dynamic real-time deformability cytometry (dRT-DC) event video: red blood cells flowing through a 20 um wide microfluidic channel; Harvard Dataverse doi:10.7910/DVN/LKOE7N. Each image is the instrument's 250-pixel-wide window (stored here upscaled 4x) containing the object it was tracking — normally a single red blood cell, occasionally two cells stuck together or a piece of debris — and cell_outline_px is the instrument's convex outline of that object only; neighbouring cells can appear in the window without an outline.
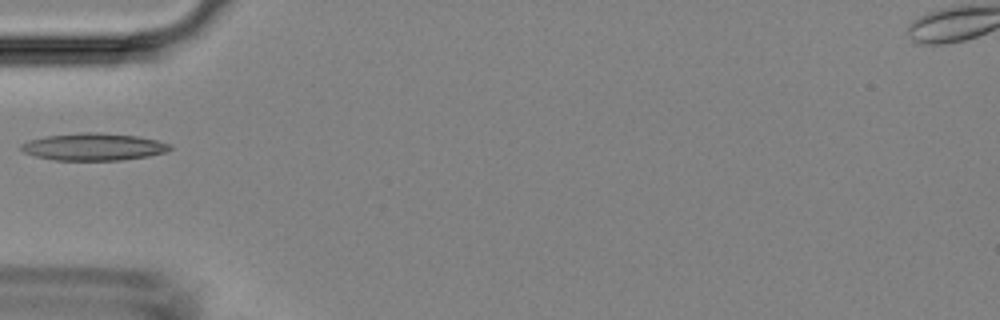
{"species": "Egyptian fruit bat (a non-hibernating species)", "species_latin": "Rousettus aegyptiacus", "temperature_condition": "room temperature", "stored_images_in_passage": 2, "camera_frame_rate_fps": 3000, "um_per_image_px": 0.085, "animal": {"sex": "female"}, "frame": {"image": 1, "passage_image": 1, "time_ms": 0.0, "image_size_px": [1000, 320], "cell_outline_px": [[172, 148], [168, 152], [148, 156], [120, 160], [52, 160], [36, 156], [24, 152], [20, 148], [20, 144], [28, 140], [44, 136], [84, 132], [96, 132], [136, 136], [156, 140], [172, 144]], "centroid_in_image_um": [7.95, 12.48], "position_along_channel_um": 77.0, "area_um2": 23.7}}